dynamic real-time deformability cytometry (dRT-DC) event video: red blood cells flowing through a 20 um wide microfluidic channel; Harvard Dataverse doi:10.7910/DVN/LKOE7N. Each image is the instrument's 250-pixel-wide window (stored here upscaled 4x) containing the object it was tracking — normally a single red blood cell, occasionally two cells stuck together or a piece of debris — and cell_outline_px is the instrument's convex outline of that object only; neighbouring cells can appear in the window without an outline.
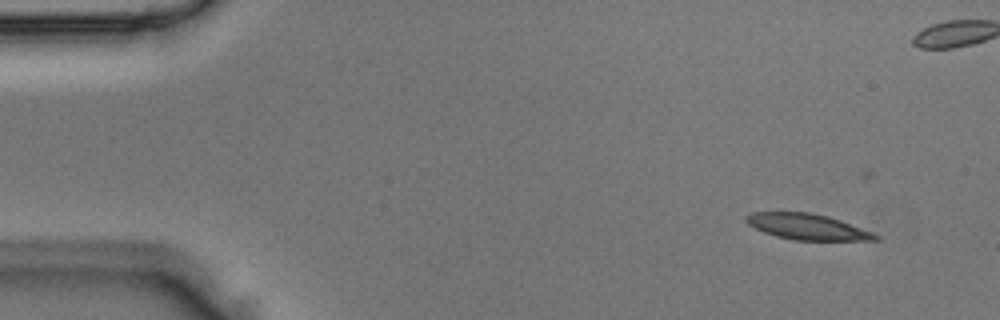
{"species": "Egyptian fruit bat (a non-hibernating species)", "species_latin": "Rousettus aegyptiacus", "temperature_condition": "room temperature", "stored_images_in_passage": 4, "camera_frame_rate_fps": 3000, "um_per_image_px": 0.085, "animal": {"sex": "male"}, "frame": {"image": 1, "passage_image": 1, "time_ms": 0.0, "image_size_px": [1000, 320], "cell_outline_px": [[880, 240], [792, 240], [776, 236], [764, 232], [748, 224], [744, 220], [744, 216], [752, 212], [808, 212], [828, 216], [840, 220], [872, 232], [880, 236]], "centroid_in_image_um": [68.6, 19.27], "position_along_channel_um": 16.4, "area_um2": 19.42}}